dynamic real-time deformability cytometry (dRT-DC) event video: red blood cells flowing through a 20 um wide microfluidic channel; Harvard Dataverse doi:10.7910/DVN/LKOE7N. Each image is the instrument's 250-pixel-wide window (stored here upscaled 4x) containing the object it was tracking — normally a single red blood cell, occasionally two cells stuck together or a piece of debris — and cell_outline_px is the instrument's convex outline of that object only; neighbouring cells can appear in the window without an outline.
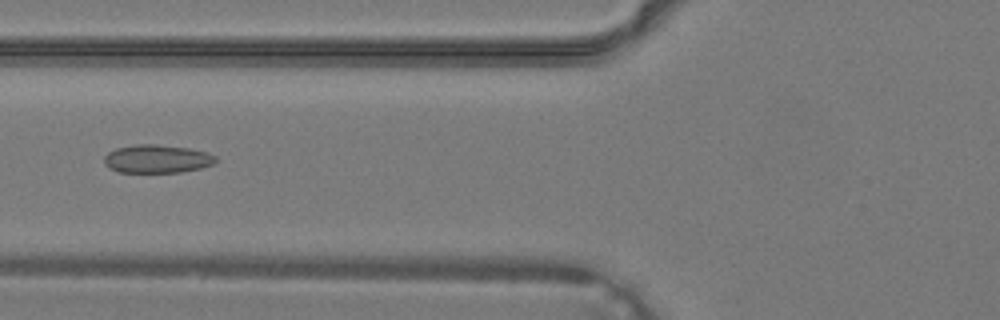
{"species": "common noctule bat (a hibernating species)", "species_latin": "Nyctalus noctula", "temperature_condition": "warm", "stored_images_in_passage": 23, "camera_frame_rate_fps": 3000, "um_per_image_px": 0.085, "animal": {"sex": "male", "body_mass_g": 19.2, "forearm_length_mm": 51.8}, "frame": {"image": 1, "passage_image": 4, "time_ms": 1.0, "image_size_px": [1000, 320], "cell_outline_px": [[216, 160], [212, 164], [200, 168], [180, 172], [120, 172], [108, 168], [104, 164], [104, 156], [108, 152], [116, 148], [136, 144], [156, 144], [188, 148], [208, 152], [216, 156]], "centroid_in_image_um": [13.32, 13.5], "position_along_channel_um": 112.5, "area_um2": 18.38}}
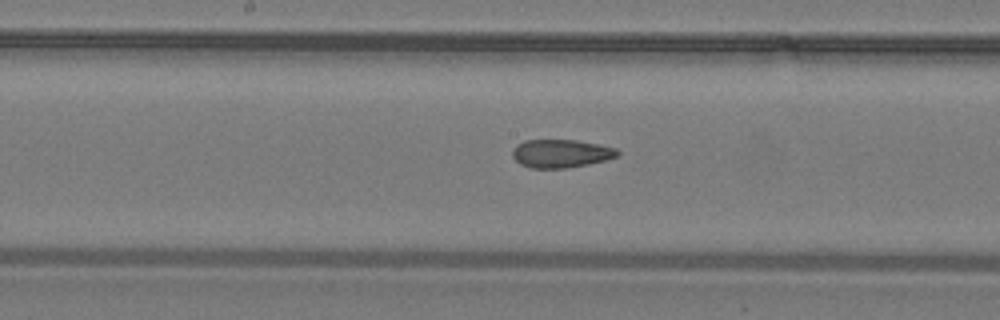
{"frame": {"image": 2, "passage_image": 9, "time_ms": 2.667, "image_size_px": [1000, 320], "cell_outline_px": [[620, 152], [616, 156], [604, 160], [588, 164], [564, 168], [532, 168], [520, 164], [512, 156], [512, 152], [516, 144], [524, 140], [576, 140], [616, 148]], "centroid_in_image_um": [47.64, 13.04], "position_along_channel_um": 200.6, "area_um2": 17.11}}
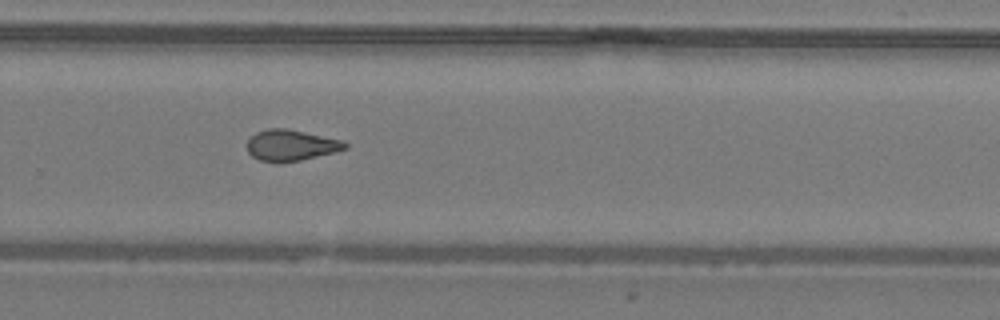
{"frame": {"image": 3, "passage_image": 15, "time_ms": 4.667, "image_size_px": [1000, 320], "cell_outline_px": [[348, 148], [336, 152], [300, 160], [260, 160], [252, 156], [248, 152], [248, 140], [256, 132], [268, 128], [288, 128], [344, 140], [348, 144]], "centroid_in_image_um": [24.8, 12.31], "position_along_channel_um": 305.0, "area_um2": 17.46}}